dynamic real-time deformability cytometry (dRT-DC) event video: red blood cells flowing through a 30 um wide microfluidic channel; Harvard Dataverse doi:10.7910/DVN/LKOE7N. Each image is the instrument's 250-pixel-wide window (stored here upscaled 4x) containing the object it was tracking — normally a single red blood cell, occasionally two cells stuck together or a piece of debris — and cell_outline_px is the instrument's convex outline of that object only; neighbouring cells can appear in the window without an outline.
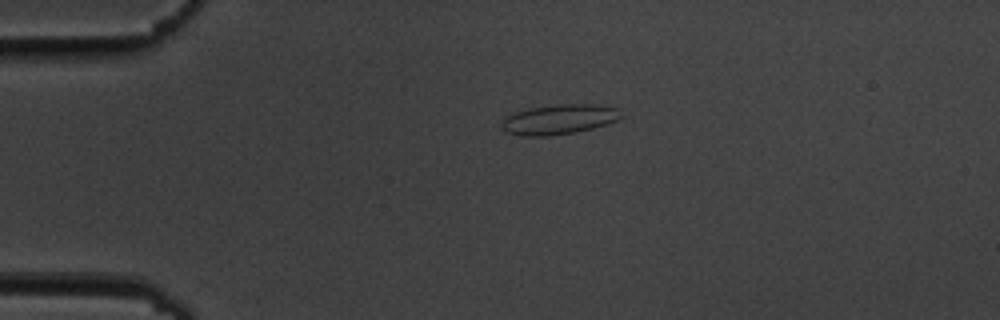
{"species": "common noctule bat (a hibernating species)", "species_latin": "Nyctalus noctula", "temperature_condition": "cold", "stored_images_in_passage": 44, "camera_frame_rate_fps": 3000, "um_per_image_px": 0.085, "animal": {"sex": "male", "body_mass_g": 19.5, "forearm_length_mm": 54.6}, "frame": {"image": 1, "passage_image": 1, "time_ms": 0.0, "image_size_px": [1000, 320], "cell_outline_px": [[624, 116], [616, 120], [592, 128], [576, 132], [548, 136], [520, 136], [508, 132], [500, 124], [504, 116], [516, 112], [532, 108], [560, 104], [592, 104], [616, 108]], "centroid_in_image_um": [47.49, 10.15], "position_along_channel_um": 37.5, "area_um2": 20.58}}
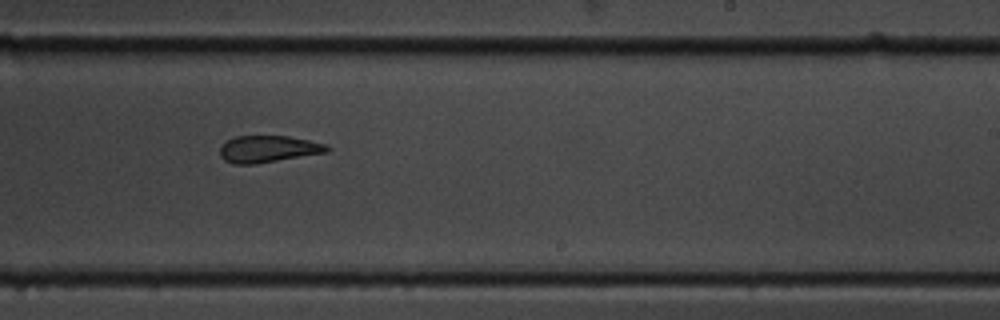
{"frame": {"image": 2, "passage_image": 23, "time_ms": 7.333, "image_size_px": [1000, 320], "cell_outline_px": [[332, 148], [328, 152], [256, 164], [232, 164], [224, 160], [220, 156], [220, 148], [228, 140], [236, 136], [288, 136], [308, 140], [324, 144]], "centroid_in_image_um": [22.8, 12.67], "position_along_channel_um": 266.2, "area_um2": 16.7}}
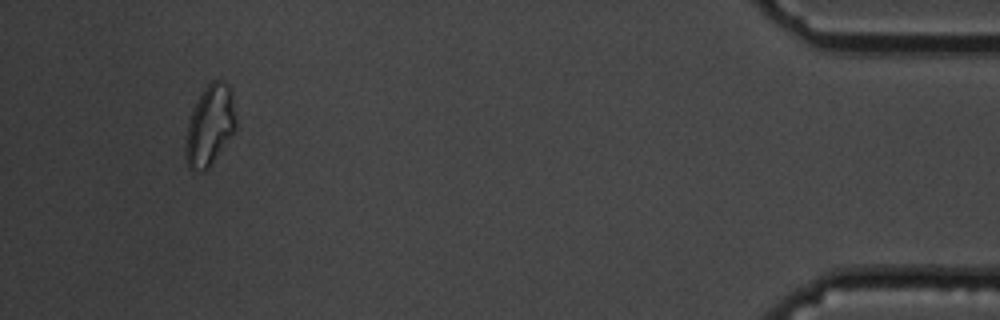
{"frame": {"image": 3, "passage_image": 41, "time_ms": 13.333, "image_size_px": [1000, 320], "cell_outline_px": [[236, 128], [208, 168], [200, 172], [192, 172], [188, 168], [184, 156], [184, 148], [188, 124], [192, 112], [204, 88], [212, 80], [224, 80], [232, 88], [236, 120]], "centroid_in_image_um": [17.83, 10.67], "position_along_channel_um": 417.4, "area_um2": 23.64}, "authors_computed_cell_mechanics": {"area_um2": 17.8891, "velocity_mm_per_s": 3.6179, "shape_relaxation_time_tau1_ms": 8.6409, "shape_relaxation_time_tau2_ms": 1.3368, "deformation_change_tau1": 0.1655, "deformation_change_tau2": 0.0609}}